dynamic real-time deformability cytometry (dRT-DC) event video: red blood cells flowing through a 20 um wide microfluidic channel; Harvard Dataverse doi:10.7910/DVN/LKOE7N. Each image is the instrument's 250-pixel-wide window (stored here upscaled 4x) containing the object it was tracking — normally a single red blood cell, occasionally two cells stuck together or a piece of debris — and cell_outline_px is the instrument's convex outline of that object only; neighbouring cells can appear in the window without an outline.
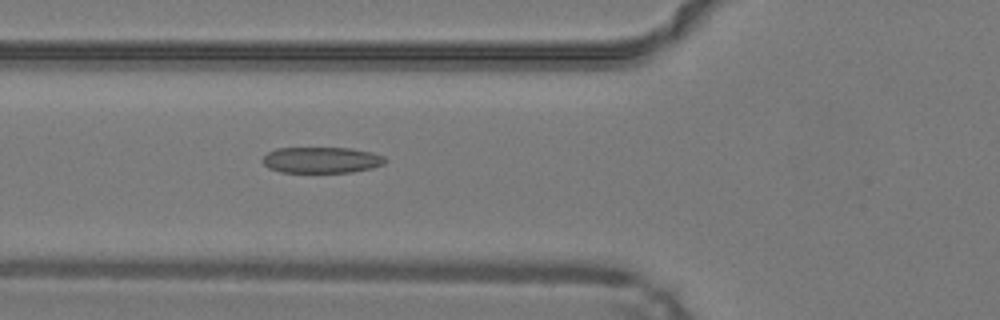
{"species": "common noctule bat (a hibernating species)", "species_latin": "Nyctalus noctula", "temperature_condition": "warm", "stored_images_in_passage": 20, "camera_frame_rate_fps": 3000, "um_per_image_px": 0.085, "animal": {"sex": "male", "body_mass_g": 19.2, "forearm_length_mm": 51.8}, "frame": {"image": 1, "passage_image": 3, "time_ms": 0.667, "image_size_px": [1000, 320], "cell_outline_px": [[388, 160], [384, 164], [372, 168], [352, 172], [280, 172], [268, 168], [260, 160], [268, 152], [276, 148], [352, 148], [372, 152], [384, 156]], "centroid_in_image_um": [27.33, 13.6], "position_along_channel_um": 98.5, "area_um2": 18.79}}
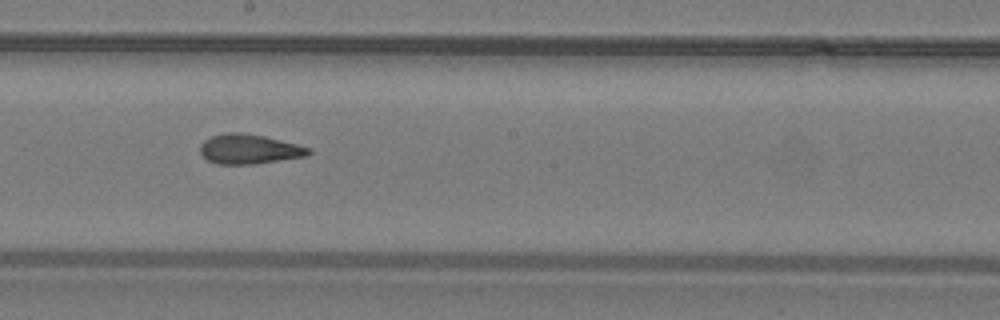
{"frame": {"image": 2, "passage_image": 12, "time_ms": 3.667, "image_size_px": [1000, 320], "cell_outline_px": [[312, 152], [308, 156], [252, 164], [216, 164], [208, 160], [200, 152], [200, 144], [204, 140], [212, 136], [228, 132], [240, 132], [264, 136], [312, 148]], "centroid_in_image_um": [21.19, 12.67], "position_along_channel_um": 227.0, "area_um2": 18.73}}
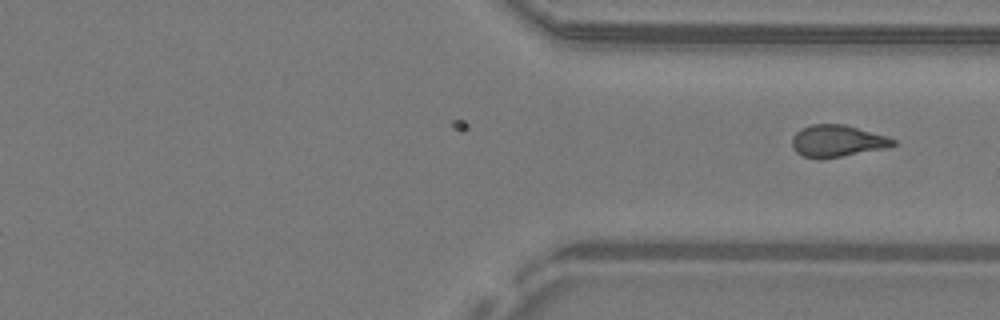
{"frame": {"image": 3, "passage_image": 20, "time_ms": 6.333, "image_size_px": [1000, 320], "cell_outline_px": [[896, 144], [888, 148], [820, 160], [804, 156], [796, 152], [792, 148], [792, 136], [800, 128], [812, 124], [844, 124], [888, 136], [896, 140]], "centroid_in_image_um": [71.16, 11.99], "position_along_channel_um": 340.2, "area_um2": 19.07}}